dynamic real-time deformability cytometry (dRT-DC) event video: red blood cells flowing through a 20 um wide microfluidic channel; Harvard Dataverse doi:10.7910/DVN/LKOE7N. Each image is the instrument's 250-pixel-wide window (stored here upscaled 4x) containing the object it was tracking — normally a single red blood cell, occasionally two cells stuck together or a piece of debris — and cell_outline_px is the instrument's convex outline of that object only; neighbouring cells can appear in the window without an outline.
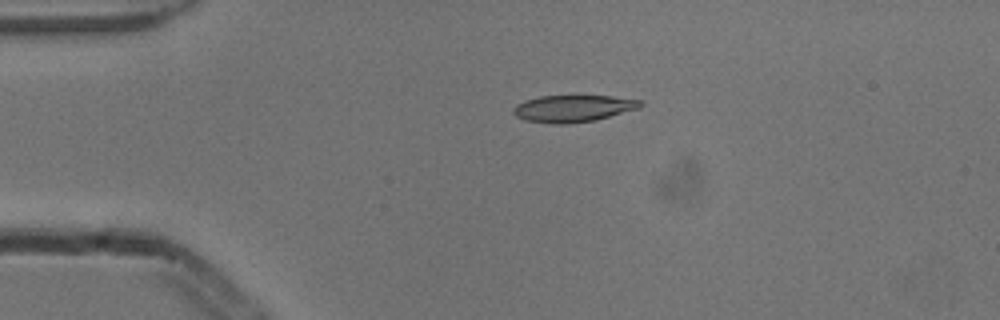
{"species": "common noctule bat (a hibernating species)", "species_latin": "Nyctalus noctula", "temperature_condition": "cold", "stored_images_in_passage": 5, "camera_frame_rate_fps": 3000, "um_per_image_px": 0.085, "animal": {"sex": "male", "body_mass_g": 13.3}, "frame": {"image": 1, "passage_image": 4, "time_ms": 1.0, "image_size_px": [1000, 320], "cell_outline_px": [[644, 104], [640, 108], [596, 120], [568, 124], [552, 124], [524, 120], [516, 116], [512, 112], [512, 108], [516, 104], [524, 100], [540, 96], [612, 96], [640, 100]], "centroid_in_image_um": [48.69, 9.22], "position_along_channel_um": 36.3, "area_um2": 20.11}}